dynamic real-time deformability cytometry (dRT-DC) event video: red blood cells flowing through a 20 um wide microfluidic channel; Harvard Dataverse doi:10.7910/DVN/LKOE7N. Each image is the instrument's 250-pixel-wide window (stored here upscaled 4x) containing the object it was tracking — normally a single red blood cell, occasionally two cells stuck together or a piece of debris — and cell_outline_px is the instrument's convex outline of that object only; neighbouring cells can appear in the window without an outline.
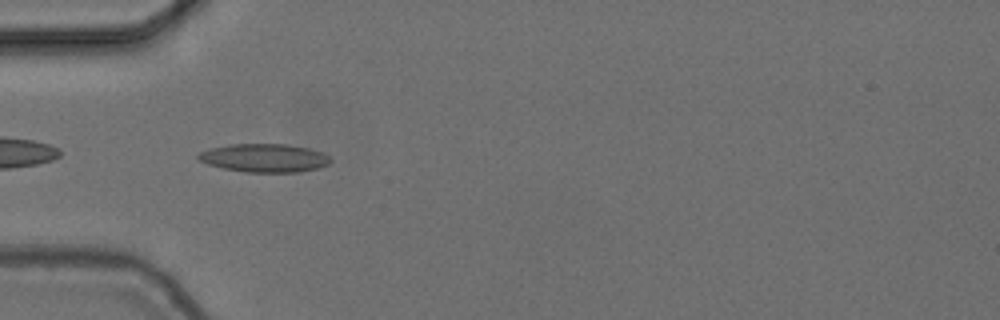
{"species": "common noctule bat (a hibernating species)", "species_latin": "Nyctalus noctula", "temperature_condition": "cold", "stored_images_in_passage": 40, "camera_frame_rate_fps": 3000, "um_per_image_px": 0.085, "animal": {"sex": "female", "body_mass_g": 24.6, "forearm_length_mm": 56.2}, "frame": {"image": 1, "passage_image": 2, "time_ms": 0.333, "image_size_px": [1000, 320], "cell_outline_px": [[332, 160], [328, 164], [316, 168], [296, 172], [244, 172], [224, 168], [208, 164], [200, 160], [196, 156], [200, 152], [208, 148], [232, 144], [288, 144], [308, 148], [324, 152]], "centroid_in_image_um": [22.47, 13.42], "position_along_channel_um": 62.5, "area_um2": 21.79}}
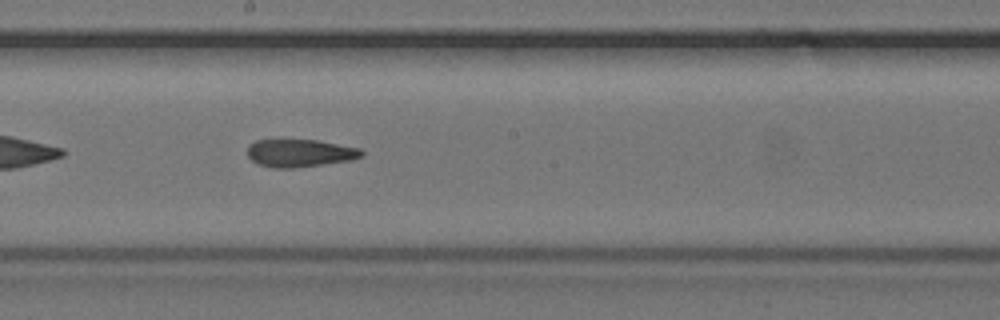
{"frame": {"image": 2, "passage_image": 15, "time_ms": 4.667, "image_size_px": [1000, 320], "cell_outline_px": [[364, 156], [352, 160], [292, 168], [272, 168], [256, 164], [248, 156], [248, 144], [256, 140], [276, 136], [316, 140], [360, 148], [364, 152]], "centroid_in_image_um": [25.42, 12.96], "position_along_channel_um": 222.8, "area_um2": 19.36}}
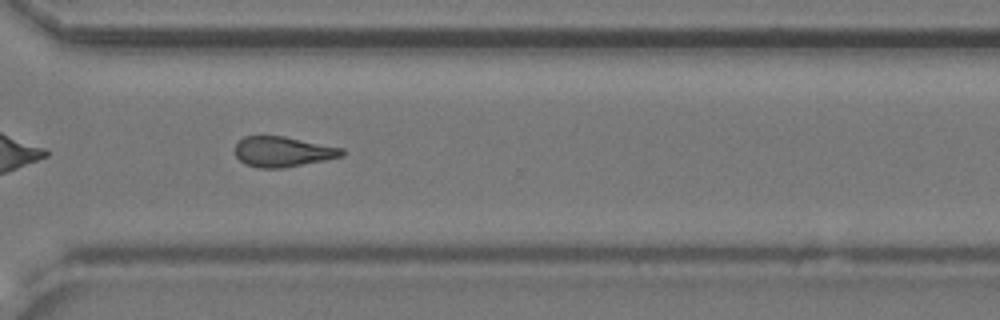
{"frame": {"image": 3, "passage_image": 25, "time_ms": 8.0, "image_size_px": [1000, 320], "cell_outline_px": [[344, 156], [284, 168], [256, 168], [244, 164], [236, 156], [236, 144], [244, 136], [284, 136], [344, 148]], "centroid_in_image_um": [24.05, 12.9], "position_along_channel_um": 346.6, "area_um2": 18.9}, "authors_computed_cell_mechanics": {"area_um2": 19.1029, "velocity_mm_per_s": 3.7361, "shape_relaxation_time_tau1_ms": null, "shape_relaxation_time_tau2_ms": 4.8214, "deformation_change_tau1": null, "deformation_change_tau2": 0.1455}}